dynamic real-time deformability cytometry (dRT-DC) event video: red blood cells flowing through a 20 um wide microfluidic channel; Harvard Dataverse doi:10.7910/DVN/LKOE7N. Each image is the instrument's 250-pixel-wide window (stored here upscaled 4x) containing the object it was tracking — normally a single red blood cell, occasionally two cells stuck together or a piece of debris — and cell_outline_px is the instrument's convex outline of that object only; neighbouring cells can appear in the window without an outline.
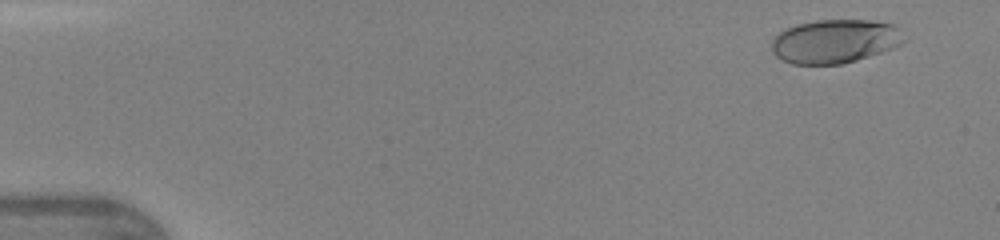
{"species": "human", "species_latin": "Homo sapiens", "temperature_condition": "warm", "stored_images_in_passage": 6, "camera_frame_rate_fps": 3000, "um_per_image_px": 0.085, "donor": {"sex": "female"}, "frame": {"image": 1, "passage_image": 1, "time_ms": 0.0, "image_size_px": [1000, 240], "cell_outline_px": [[908, 40], [892, 48], [856, 60], [840, 64], [792, 64], [776, 56], [772, 52], [772, 40], [780, 32], [796, 24], [816, 20], [868, 20], [892, 24]], "centroid_in_image_um": [70.95, 3.51], "position_along_channel_um": 14.0, "area_um2": 33.47}}
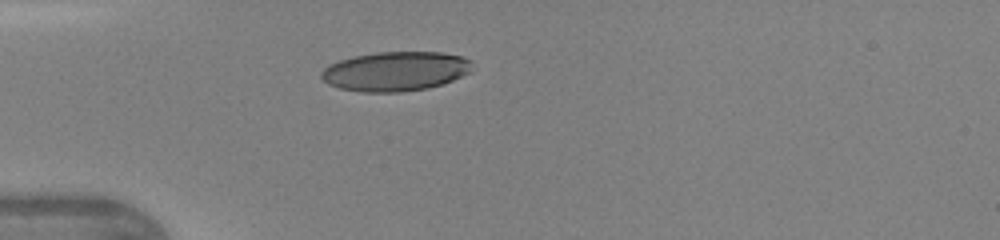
{"frame": {"image": 2, "passage_image": 6, "time_ms": 1.667, "image_size_px": [1000, 240], "cell_outline_px": [[472, 72], [452, 80], [428, 88], [400, 92], [360, 92], [340, 88], [328, 84], [320, 76], [320, 72], [328, 64], [352, 56], [376, 52], [440, 52], [460, 56], [472, 60]], "centroid_in_image_um": [33.6, 6.05], "position_along_channel_um": 51.4, "area_um2": 34.85}}